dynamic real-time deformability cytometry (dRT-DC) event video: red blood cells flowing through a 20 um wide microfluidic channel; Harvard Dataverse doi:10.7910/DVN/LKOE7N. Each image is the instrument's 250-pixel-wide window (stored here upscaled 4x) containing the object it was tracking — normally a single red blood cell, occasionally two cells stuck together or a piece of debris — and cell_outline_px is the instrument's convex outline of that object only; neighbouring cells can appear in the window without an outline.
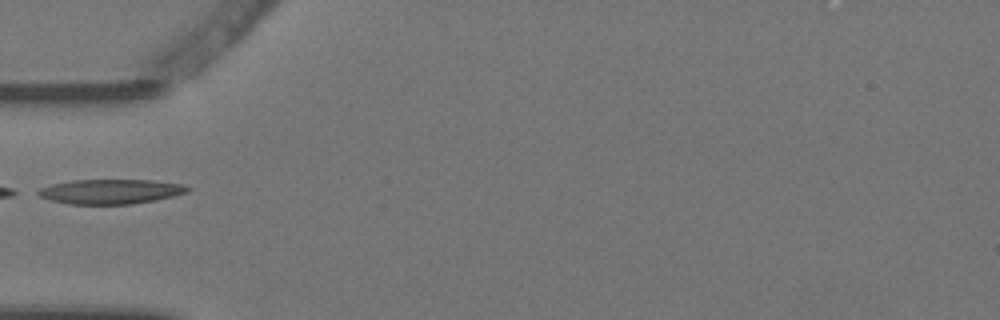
{"species": "Egyptian fruit bat (a non-hibernating species)", "species_latin": "Rousettus aegyptiacus", "temperature_condition": "warm", "stored_images_in_passage": 4, "camera_frame_rate_fps": 3000, "um_per_image_px": 0.085, "animal": {"sex": "female"}, "frame": {"image": 1, "passage_image": 3, "time_ms": 0.667, "image_size_px": [1000, 320], "cell_outline_px": [[192, 188], [188, 192], [156, 200], [132, 204], [68, 204], [48, 200], [32, 192], [40, 188], [52, 184], [72, 180], [152, 180], [184, 184]], "centroid_in_image_um": [9.38, 16.28], "position_along_channel_um": 75.6, "area_um2": 21.73}}
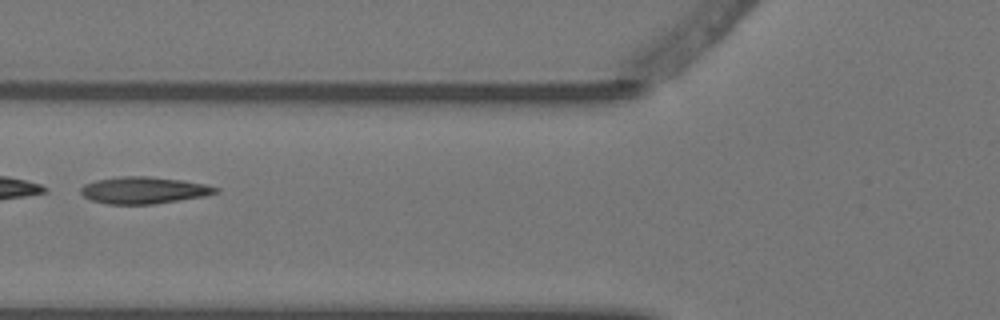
{"frame": {"image": 2, "passage_image": 4, "time_ms": 1.0, "image_size_px": [1000, 320], "cell_outline_px": [[220, 192], [204, 196], [152, 204], [108, 204], [92, 200], [84, 196], [80, 192], [80, 188], [84, 184], [96, 180], [120, 176], [148, 176], [180, 180], [204, 184], [220, 188]], "centroid_in_image_um": [12.21, 16.16], "position_along_channel_um": 113.6, "area_um2": 20.98}}